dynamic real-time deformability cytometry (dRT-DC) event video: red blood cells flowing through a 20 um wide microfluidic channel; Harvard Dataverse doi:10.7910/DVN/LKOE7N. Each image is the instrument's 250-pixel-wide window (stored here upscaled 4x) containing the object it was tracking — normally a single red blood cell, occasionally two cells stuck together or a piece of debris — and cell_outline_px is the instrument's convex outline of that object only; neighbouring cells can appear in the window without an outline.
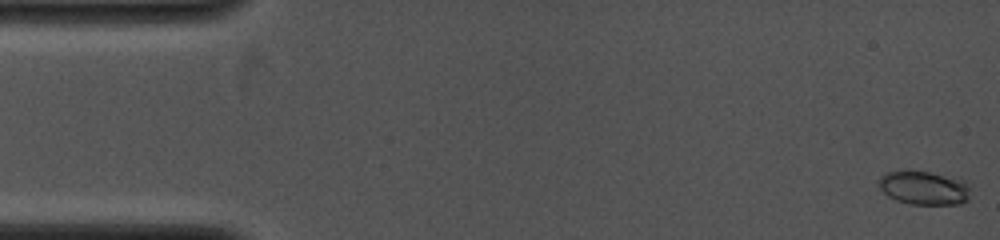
{"species": "common noctule bat (a hibernating species)", "species_latin": "Nyctalus noctula", "temperature_condition": "cold", "stored_images_in_passage": 21, "camera_frame_rate_fps": 4000, "um_per_image_px": 0.085, "animal": {"sex": "female", "body_mass_g": 19.0, "forearm_length_mm": 53.3}, "frame": {"image": 1, "passage_image": 1, "time_ms": 0.0, "image_size_px": [1000, 240], "cell_outline_px": [[972, 188], [968, 200], [960, 204], [912, 204], [896, 200], [888, 196], [880, 188], [876, 180], [884, 172], [904, 168], [960, 176], [968, 180]], "centroid_in_image_um": [78.59, 15.9], "position_along_channel_um": 6.4, "area_um2": 19.31}}
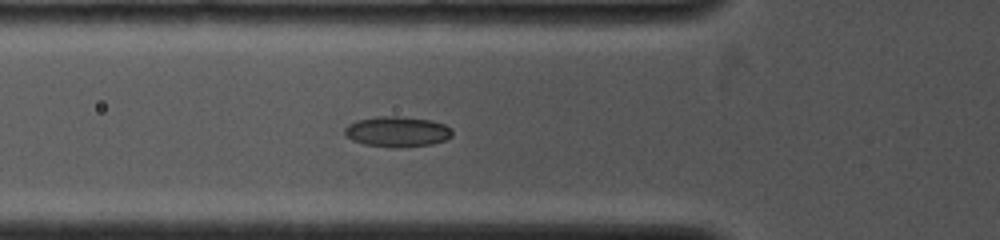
{"frame": {"image": 2, "passage_image": 15, "time_ms": 5.0, "image_size_px": [1000, 240], "cell_outline_px": [[452, 136], [444, 140], [432, 144], [400, 148], [396, 148], [364, 144], [352, 140], [344, 136], [344, 128], [348, 124], [356, 120], [376, 116], [396, 116], [428, 120], [444, 124], [452, 128]], "centroid_in_image_um": [33.73, 11.19], "position_along_channel_um": 92.1, "area_um2": 19.19}}
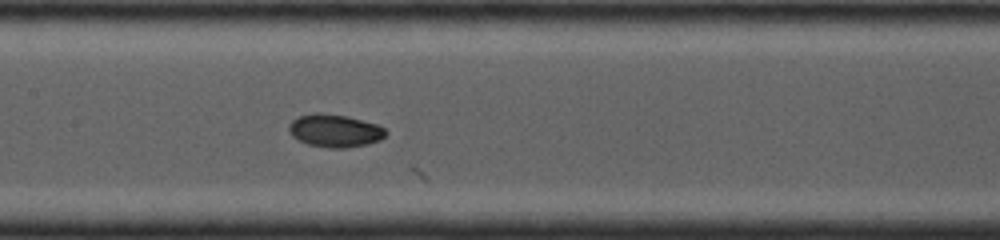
{"frame": {"image": 3, "passage_image": 19, "time_ms": 7.0, "image_size_px": [1000, 240], "cell_outline_px": [[388, 132], [380, 140], [368, 144], [344, 148], [332, 148], [308, 144], [292, 136], [288, 132], [288, 124], [292, 120], [300, 116], [312, 112], [320, 112], [348, 116], [376, 124], [384, 128]], "centroid_in_image_um": [28.44, 11.09], "position_along_channel_um": 179.0, "area_um2": 18.61}}